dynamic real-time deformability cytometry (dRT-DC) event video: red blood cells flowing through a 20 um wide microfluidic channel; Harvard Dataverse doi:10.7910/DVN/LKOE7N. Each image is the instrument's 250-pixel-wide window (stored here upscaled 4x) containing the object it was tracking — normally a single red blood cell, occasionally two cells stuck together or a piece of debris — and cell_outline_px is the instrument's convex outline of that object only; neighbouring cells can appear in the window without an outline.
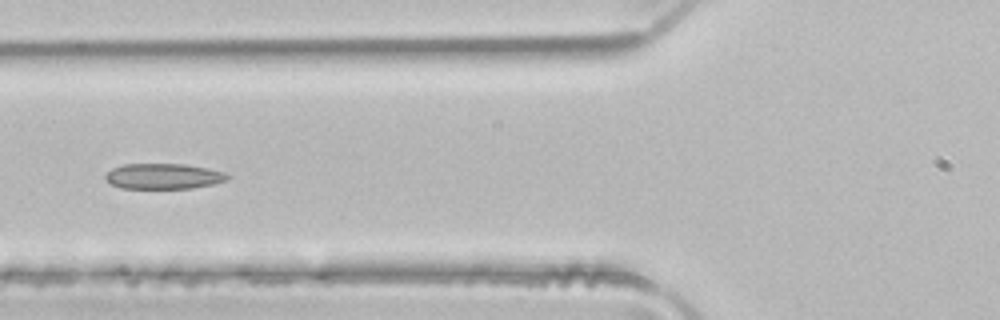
{"species": "common noctule bat (a hibernating species)", "species_latin": "Nyctalus noctula", "temperature_condition": "room temperature", "stored_images_in_passage": 4, "camera_frame_rate_fps": 3000, "um_per_image_px": 0.085, "animal": {"sex": "male", "body_mass_g": 21.5, "forearm_length_mm": 52.0}, "frame": {"image": 1, "passage_image": 4, "time_ms": 1.0, "image_size_px": [1000, 320], "cell_outline_px": [[232, 176], [228, 180], [212, 184], [192, 188], [120, 188], [112, 184], [104, 176], [112, 168], [124, 164], [184, 164], [208, 168], [224, 172]], "centroid_in_image_um": [13.93, 14.98], "position_along_channel_um": 111.9, "area_um2": 18.09}}